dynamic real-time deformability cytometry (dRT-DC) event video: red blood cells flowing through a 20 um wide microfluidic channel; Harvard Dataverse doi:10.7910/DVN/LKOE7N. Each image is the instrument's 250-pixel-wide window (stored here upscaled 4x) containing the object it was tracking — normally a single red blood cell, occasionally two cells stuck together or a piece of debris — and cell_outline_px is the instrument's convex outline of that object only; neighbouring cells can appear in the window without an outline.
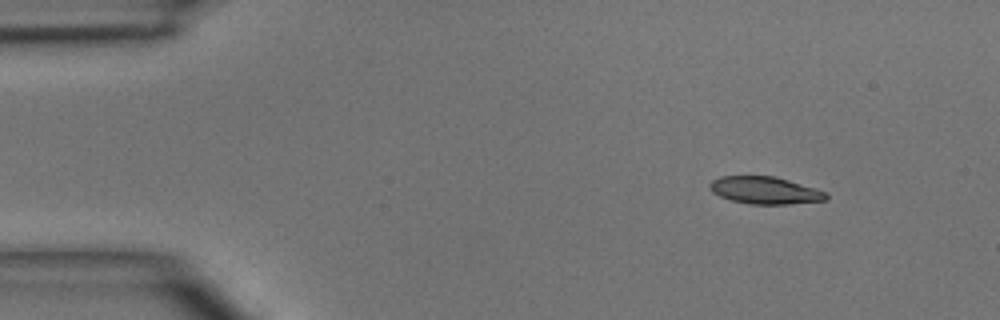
{"species": "common noctule bat (a hibernating species)", "species_latin": "Nyctalus noctula", "temperature_condition": "room temperature", "stored_images_in_passage": 3, "camera_frame_rate_fps": 3000, "um_per_image_px": 0.085, "animal": {"sex": "male", "body_mass_g": 15.6}, "frame": {"image": 1, "passage_image": 1, "time_ms": 0.0, "image_size_px": [1000, 320], "cell_outline_px": [[828, 200], [788, 204], [748, 204], [732, 200], [720, 196], [712, 192], [708, 188], [708, 184], [712, 180], [720, 176], [776, 176], [828, 192]], "centroid_in_image_um": [65.03, 16.18], "position_along_channel_um": 20.0, "area_um2": 18.67}}